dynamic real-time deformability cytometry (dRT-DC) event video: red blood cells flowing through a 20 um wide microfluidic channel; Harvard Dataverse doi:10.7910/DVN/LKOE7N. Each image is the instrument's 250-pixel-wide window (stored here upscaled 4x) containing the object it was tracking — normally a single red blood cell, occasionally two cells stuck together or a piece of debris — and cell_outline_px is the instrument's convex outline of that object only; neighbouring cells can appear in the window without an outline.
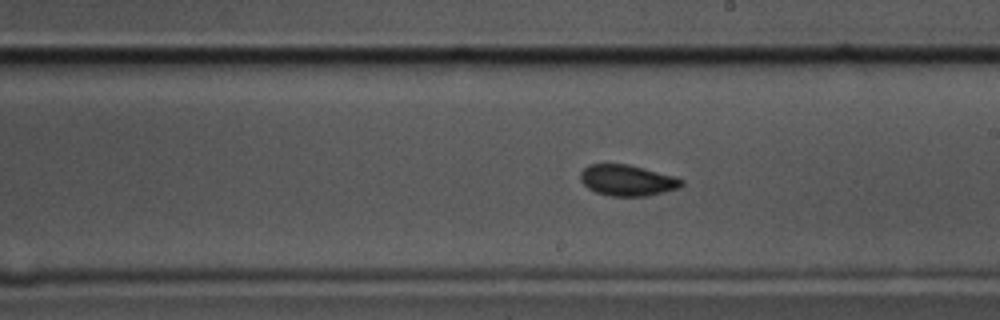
{"species": "common noctule bat (a hibernating species)", "species_latin": "Nyctalus noctula", "temperature_condition": "cold", "stored_images_in_passage": 47, "camera_frame_rate_fps": 3000, "um_per_image_px": 0.085, "animal": {"sex": "male", "body_mass_g": 17.5, "forearm_length_mm": 52.3}, "frame": {"image": 1, "passage_image": 21, "time_ms": 6.667, "image_size_px": [1000, 320], "cell_outline_px": [[684, 184], [680, 188], [648, 196], [608, 196], [596, 192], [588, 188], [580, 180], [580, 172], [588, 164], [628, 164], [676, 176], [684, 180]], "centroid_in_image_um": [53.34, 15.33], "position_along_channel_um": 235.7, "area_um2": 18.5}}
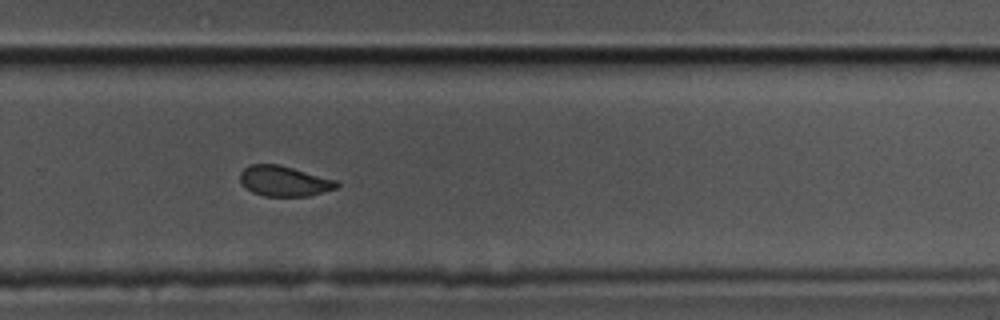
{"frame": {"image": 2, "passage_image": 27, "time_ms": 8.667, "image_size_px": [1000, 320], "cell_outline_px": [[340, 188], [308, 196], [264, 196], [252, 192], [244, 188], [240, 180], [240, 172], [248, 164], [280, 164], [336, 180], [340, 184]], "centroid_in_image_um": [24.15, 15.39], "position_along_channel_um": 305.6, "area_um2": 17.34}}
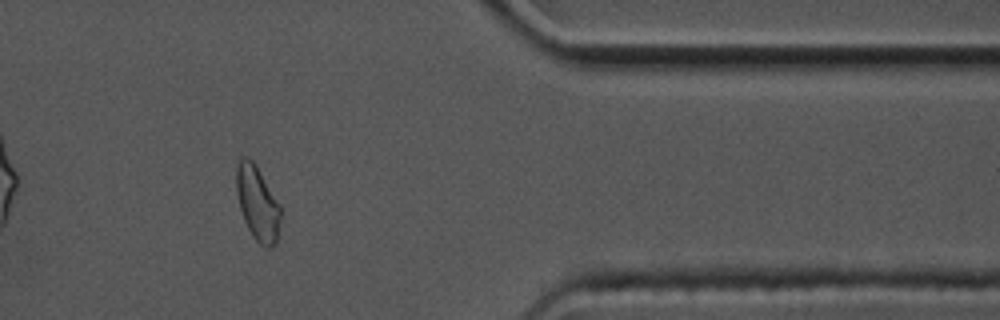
{"frame": {"image": 3, "passage_image": 36, "time_ms": 11.667, "image_size_px": [1000, 320], "cell_outline_px": [[280, 220], [276, 244], [272, 248], [264, 248], [252, 236], [244, 220], [240, 208], [236, 192], [236, 168], [240, 160], [244, 156], [248, 156], [256, 164], [280, 204]], "centroid_in_image_um": [21.89, 17.28], "position_along_channel_um": 389.5, "area_um2": 19.31}, "authors_computed_cell_mechanics": {"area_um2": 18.785, "velocity_mm_per_s": 3.5, "shape_relaxation_time_tau1_ms": 3.4632, "shape_relaxation_time_tau2_ms": 7.0826, "deformation_change_tau1": 0.0739, "deformation_change_tau2": 0.0969}}